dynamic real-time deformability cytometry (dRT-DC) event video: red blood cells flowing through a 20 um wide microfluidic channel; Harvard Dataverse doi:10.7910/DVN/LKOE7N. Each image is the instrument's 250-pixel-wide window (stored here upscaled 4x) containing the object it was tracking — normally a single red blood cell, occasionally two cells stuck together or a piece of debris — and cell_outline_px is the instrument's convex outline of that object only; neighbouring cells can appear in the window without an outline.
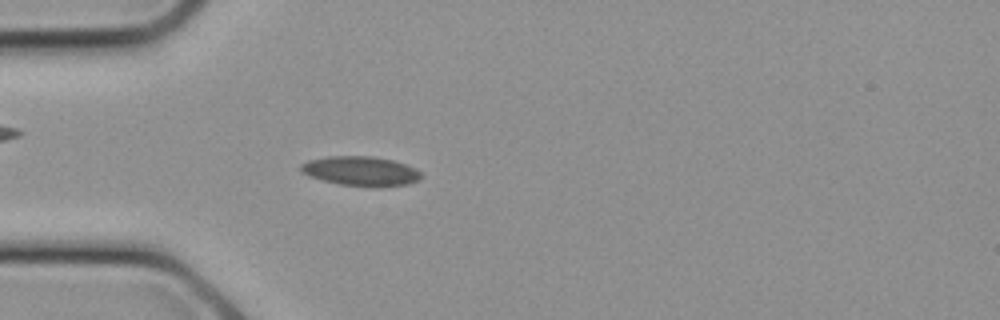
{"species": "common noctule bat (a hibernating species)", "species_latin": "Nyctalus noctula", "temperature_condition": "cold", "stored_images_in_passage": 9, "camera_frame_rate_fps": 3000, "um_per_image_px": 0.085, "animal": {"sex": "female", "body_mass_g": 21.9}, "frame": {"image": 1, "passage_image": 7, "time_ms": 2.0, "image_size_px": [1000, 320], "cell_outline_px": [[424, 176], [420, 180], [408, 184], [340, 184], [308, 176], [300, 172], [300, 164], [308, 160], [328, 156], [372, 156], [392, 160], [416, 168]], "centroid_in_image_um": [30.63, 14.49], "position_along_channel_um": 54.4, "area_um2": 20.0}}
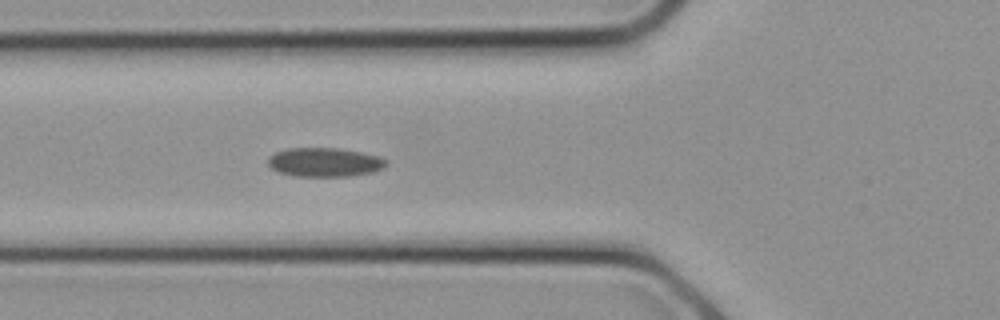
{"frame": {"image": 2, "passage_image": 9, "time_ms": 2.667, "image_size_px": [1000, 320], "cell_outline_px": [[388, 164], [384, 168], [372, 172], [348, 176], [292, 176], [280, 172], [272, 168], [268, 164], [268, 156], [276, 152], [288, 148], [336, 148], [360, 152], [380, 156], [388, 160]], "centroid_in_image_um": [27.61, 13.79], "position_along_channel_um": 98.2, "area_um2": 20.0}}